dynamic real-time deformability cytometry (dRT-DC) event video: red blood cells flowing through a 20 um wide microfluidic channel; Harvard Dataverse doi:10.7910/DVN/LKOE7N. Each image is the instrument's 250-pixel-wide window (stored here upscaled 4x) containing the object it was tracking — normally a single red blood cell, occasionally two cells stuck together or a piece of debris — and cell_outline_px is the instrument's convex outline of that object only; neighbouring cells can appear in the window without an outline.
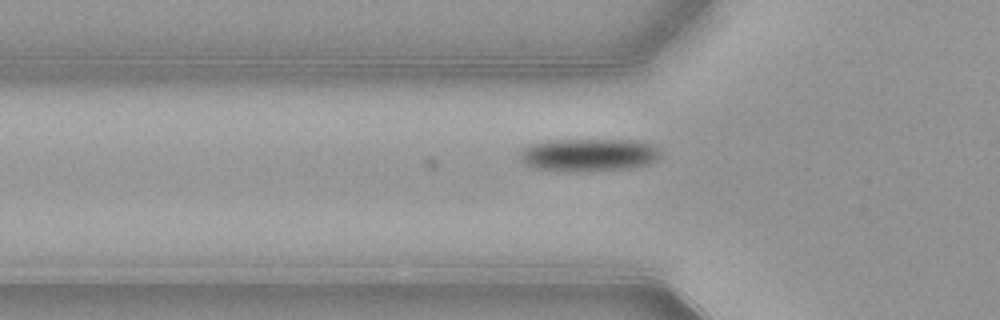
{"species": "common noctule bat (a hibernating species)", "species_latin": "Nyctalus noctula", "temperature_condition": "warm", "stored_images_in_passage": 34, "camera_frame_rate_fps": 3000, "um_per_image_px": 0.085, "animal": {"sex": "female", "body_mass_g": 21.9}, "frame": {"image": 1, "passage_image": 4, "time_ms": 1.0, "image_size_px": [1000, 320], "cell_outline_px": [[660, 156], [656, 160], [648, 164], [628, 168], [588, 172], [568, 172], [536, 168], [524, 164], [520, 160], [520, 152], [528, 144], [548, 140], [640, 140], [656, 144], [660, 148]], "centroid_in_image_um": [50.06, 13.16], "position_along_channel_um": 75.7, "area_um2": 27.51}}
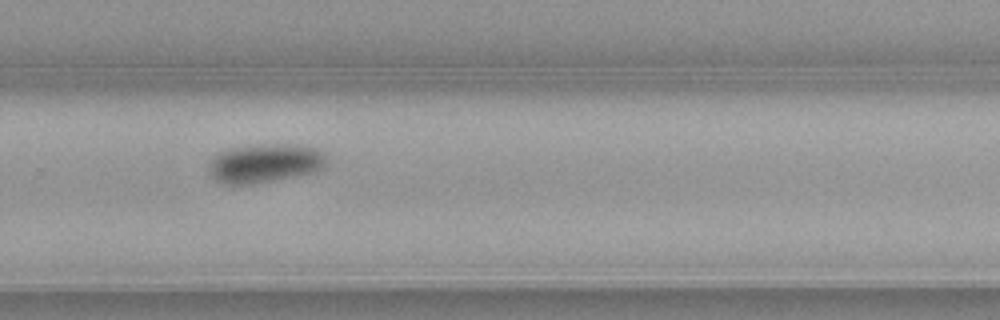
{"frame": {"image": 2, "passage_image": 22, "time_ms": 7.0, "image_size_px": [1000, 320], "cell_outline_px": [[324, 168], [316, 172], [252, 184], [224, 184], [216, 180], [208, 172], [208, 164], [220, 152], [232, 148], [256, 144], [300, 144], [320, 148], [324, 152]], "centroid_in_image_um": [22.54, 13.86], "position_along_channel_um": 307.3, "area_um2": 26.82}}
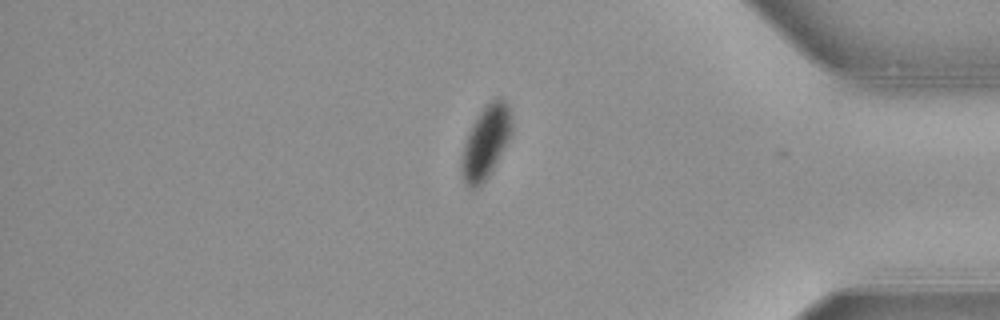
{"frame": {"image": 3, "passage_image": 31, "time_ms": 10.0, "image_size_px": [1000, 320], "cell_outline_px": [[512, 136], [488, 176], [476, 188], [468, 188], [460, 172], [460, 164], [464, 144], [472, 124], [480, 112], [496, 96], [504, 100], [508, 104], [512, 120]], "centroid_in_image_um": [41.3, 12.08], "position_along_channel_um": 393.9, "area_um2": 21.21}}